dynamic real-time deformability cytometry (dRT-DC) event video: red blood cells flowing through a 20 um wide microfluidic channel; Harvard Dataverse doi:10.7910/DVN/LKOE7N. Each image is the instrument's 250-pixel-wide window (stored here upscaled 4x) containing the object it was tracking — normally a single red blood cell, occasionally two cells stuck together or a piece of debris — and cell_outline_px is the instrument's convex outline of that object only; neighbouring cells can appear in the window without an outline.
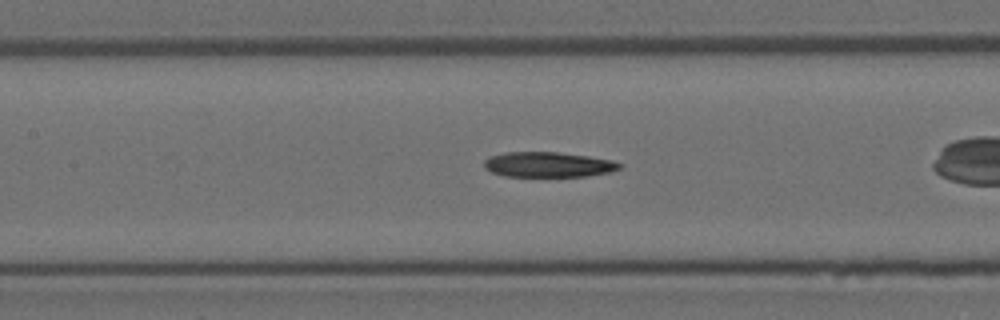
{"species": "Egyptian fruit bat (a non-hibernating species)", "species_latin": "Rousettus aegyptiacus", "temperature_condition": "room temperature", "stored_images_in_passage": 30, "camera_frame_rate_fps": 3000, "um_per_image_px": 0.085, "animal": {"sex": "female"}, "frame": {"image": 1, "passage_image": 5, "time_ms": 1.333, "image_size_px": [1000, 320], "cell_outline_px": [[624, 164], [620, 168], [612, 172], [584, 176], [504, 176], [492, 172], [484, 168], [484, 160], [488, 156], [504, 152], [556, 152], [588, 156], [612, 160]], "centroid_in_image_um": [46.59, 13.98], "position_along_channel_um": 160.8, "area_um2": 19.94}}
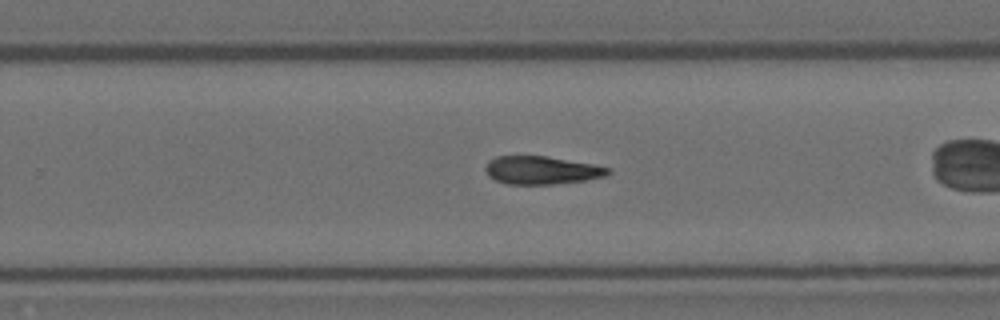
{"frame": {"image": 2, "passage_image": 13, "time_ms": 4.0, "image_size_px": [1000, 320], "cell_outline_px": [[612, 172], [604, 176], [584, 180], [552, 184], [508, 184], [496, 180], [488, 176], [484, 168], [488, 160], [496, 156], [548, 156], [592, 164], [612, 168]], "centroid_in_image_um": [46.02, 14.46], "position_along_channel_um": 283.8, "area_um2": 20.06}}
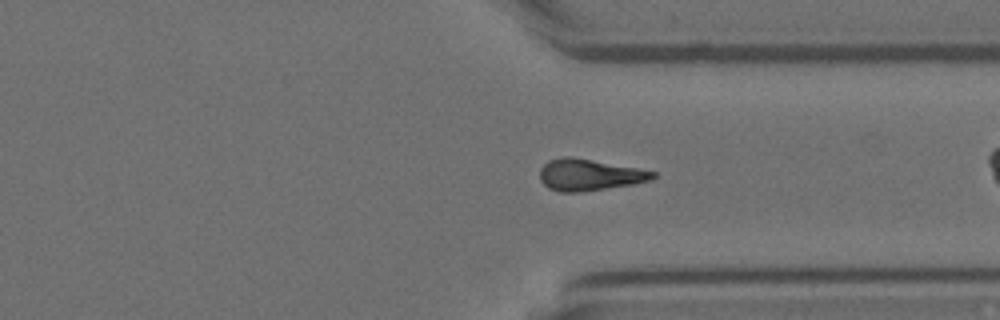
{"frame": {"image": 3, "passage_image": 18, "time_ms": 5.667, "image_size_px": [1000, 320], "cell_outline_px": [[656, 176], [648, 180], [632, 184], [580, 192], [560, 192], [548, 188], [540, 180], [540, 168], [548, 160], [564, 156], [568, 156], [592, 160], [636, 168], [656, 172]], "centroid_in_image_um": [50.03, 14.86], "position_along_channel_um": 361.4, "area_um2": 20.46}}